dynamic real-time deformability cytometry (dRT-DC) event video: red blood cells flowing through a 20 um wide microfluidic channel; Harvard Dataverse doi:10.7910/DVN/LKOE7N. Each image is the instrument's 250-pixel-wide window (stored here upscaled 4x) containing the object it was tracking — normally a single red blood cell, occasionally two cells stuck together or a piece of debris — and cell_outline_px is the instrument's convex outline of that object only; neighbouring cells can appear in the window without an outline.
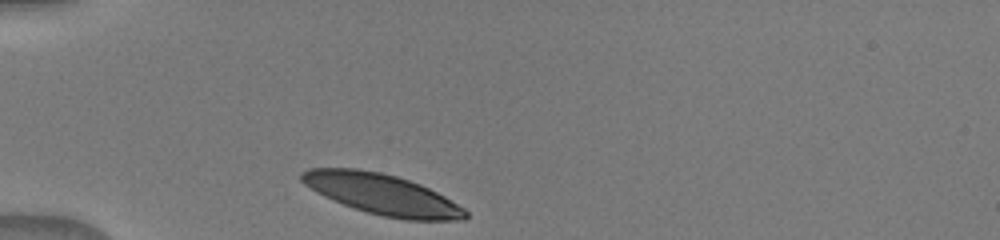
{"species": "human", "species_latin": "Homo sapiens", "temperature_condition": "warm", "stored_images_in_passage": 30, "camera_frame_rate_fps": 3000, "um_per_image_px": 0.085, "donor": {"sex": "male"}, "frame": {"image": 1, "passage_image": 1, "time_ms": 0.0, "image_size_px": [1000, 240], "cell_outline_px": [[468, 216], [464, 220], [404, 220], [384, 216], [368, 212], [332, 200], [316, 192], [304, 184], [300, 180], [300, 172], [308, 168], [356, 168], [380, 172], [396, 176], [420, 184], [444, 196], [464, 208], [468, 212]], "centroid_in_image_um": [32.46, 16.51], "position_along_channel_um": 52.5, "area_um2": 38.61}}
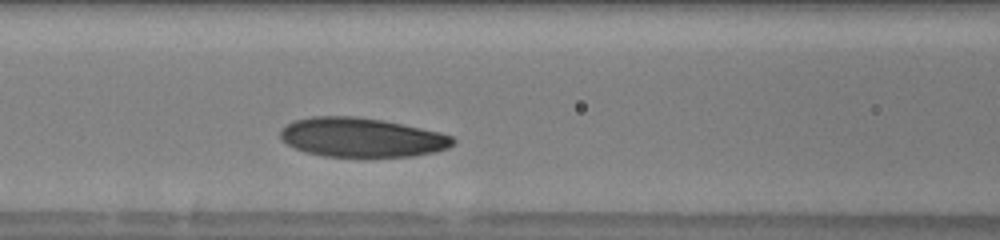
{"frame": {"image": 2, "passage_image": 9, "time_ms": 2.667, "image_size_px": [1000, 240], "cell_outline_px": [[456, 140], [448, 148], [436, 152], [412, 156], [364, 160], [324, 156], [304, 152], [280, 140], [280, 132], [292, 120], [312, 116], [356, 116], [380, 120], [440, 132], [452, 136]], "centroid_in_image_um": [30.73, 11.73], "position_along_channel_um": 135.9, "area_um2": 40.52}}
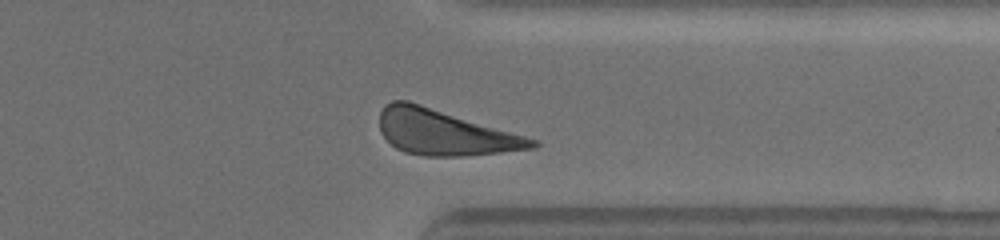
{"frame": {"image": 3, "passage_image": 27, "time_ms": 8.667, "image_size_px": [1000, 240], "cell_outline_px": [[540, 144], [536, 148], [468, 156], [424, 156], [404, 152], [396, 148], [380, 132], [380, 112], [384, 104], [392, 100], [408, 100], [540, 140]], "centroid_in_image_um": [37.81, 11.26], "position_along_channel_um": 373.6, "area_um2": 40.58}}